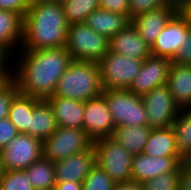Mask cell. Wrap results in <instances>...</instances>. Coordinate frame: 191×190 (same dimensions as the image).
<instances>
[{"label": "cell", "instance_id": "5b68a950", "mask_svg": "<svg viewBox=\"0 0 191 190\" xmlns=\"http://www.w3.org/2000/svg\"><path fill=\"white\" fill-rule=\"evenodd\" d=\"M115 127L122 125L147 126V113L141 96L128 89L103 90Z\"/></svg>", "mask_w": 191, "mask_h": 190}, {"label": "cell", "instance_id": "9c48e42d", "mask_svg": "<svg viewBox=\"0 0 191 190\" xmlns=\"http://www.w3.org/2000/svg\"><path fill=\"white\" fill-rule=\"evenodd\" d=\"M4 171L24 170L43 157V141L19 133L0 151Z\"/></svg>", "mask_w": 191, "mask_h": 190}, {"label": "cell", "instance_id": "74e56055", "mask_svg": "<svg viewBox=\"0 0 191 190\" xmlns=\"http://www.w3.org/2000/svg\"><path fill=\"white\" fill-rule=\"evenodd\" d=\"M172 62L178 65L191 66V35L187 38L186 43L182 44Z\"/></svg>", "mask_w": 191, "mask_h": 190}, {"label": "cell", "instance_id": "603a6c76", "mask_svg": "<svg viewBox=\"0 0 191 190\" xmlns=\"http://www.w3.org/2000/svg\"><path fill=\"white\" fill-rule=\"evenodd\" d=\"M41 100L20 92L13 97L9 107L8 118L15 125L19 133L29 134L31 113Z\"/></svg>", "mask_w": 191, "mask_h": 190}, {"label": "cell", "instance_id": "d590c367", "mask_svg": "<svg viewBox=\"0 0 191 190\" xmlns=\"http://www.w3.org/2000/svg\"><path fill=\"white\" fill-rule=\"evenodd\" d=\"M32 0H0V9L25 16Z\"/></svg>", "mask_w": 191, "mask_h": 190}, {"label": "cell", "instance_id": "ba28073f", "mask_svg": "<svg viewBox=\"0 0 191 190\" xmlns=\"http://www.w3.org/2000/svg\"><path fill=\"white\" fill-rule=\"evenodd\" d=\"M92 146L93 141L84 129L57 127L53 134L43 141V157L55 163Z\"/></svg>", "mask_w": 191, "mask_h": 190}, {"label": "cell", "instance_id": "d6986e66", "mask_svg": "<svg viewBox=\"0 0 191 190\" xmlns=\"http://www.w3.org/2000/svg\"><path fill=\"white\" fill-rule=\"evenodd\" d=\"M167 85L176 105L180 108L191 106V66L171 62Z\"/></svg>", "mask_w": 191, "mask_h": 190}, {"label": "cell", "instance_id": "83f0119b", "mask_svg": "<svg viewBox=\"0 0 191 190\" xmlns=\"http://www.w3.org/2000/svg\"><path fill=\"white\" fill-rule=\"evenodd\" d=\"M62 6L69 25L83 23L92 11L100 8L99 0H66Z\"/></svg>", "mask_w": 191, "mask_h": 190}, {"label": "cell", "instance_id": "f6af8a7d", "mask_svg": "<svg viewBox=\"0 0 191 190\" xmlns=\"http://www.w3.org/2000/svg\"><path fill=\"white\" fill-rule=\"evenodd\" d=\"M3 174H4V169H3V166H2V160H1V156H0V180H1L2 176H3Z\"/></svg>", "mask_w": 191, "mask_h": 190}, {"label": "cell", "instance_id": "7c38bea8", "mask_svg": "<svg viewBox=\"0 0 191 190\" xmlns=\"http://www.w3.org/2000/svg\"><path fill=\"white\" fill-rule=\"evenodd\" d=\"M83 129L93 142L113 137L115 125L102 94L84 102Z\"/></svg>", "mask_w": 191, "mask_h": 190}, {"label": "cell", "instance_id": "44dd1931", "mask_svg": "<svg viewBox=\"0 0 191 190\" xmlns=\"http://www.w3.org/2000/svg\"><path fill=\"white\" fill-rule=\"evenodd\" d=\"M22 38L23 17L16 12L0 9V49L11 57L13 49L16 50L14 47L21 46Z\"/></svg>", "mask_w": 191, "mask_h": 190}, {"label": "cell", "instance_id": "60d3db41", "mask_svg": "<svg viewBox=\"0 0 191 190\" xmlns=\"http://www.w3.org/2000/svg\"><path fill=\"white\" fill-rule=\"evenodd\" d=\"M113 190H144L142 184L133 181L116 184Z\"/></svg>", "mask_w": 191, "mask_h": 190}, {"label": "cell", "instance_id": "30bf717a", "mask_svg": "<svg viewBox=\"0 0 191 190\" xmlns=\"http://www.w3.org/2000/svg\"><path fill=\"white\" fill-rule=\"evenodd\" d=\"M148 126L151 129L167 128L173 125L180 108L176 105L167 84L158 86L141 96Z\"/></svg>", "mask_w": 191, "mask_h": 190}, {"label": "cell", "instance_id": "d4e9b609", "mask_svg": "<svg viewBox=\"0 0 191 190\" xmlns=\"http://www.w3.org/2000/svg\"><path fill=\"white\" fill-rule=\"evenodd\" d=\"M147 126L122 125L115 127L113 138L117 140L132 155L143 152L144 146L151 132Z\"/></svg>", "mask_w": 191, "mask_h": 190}, {"label": "cell", "instance_id": "7a4b0ae2", "mask_svg": "<svg viewBox=\"0 0 191 190\" xmlns=\"http://www.w3.org/2000/svg\"><path fill=\"white\" fill-rule=\"evenodd\" d=\"M67 23L62 4L32 0L23 17L22 50L65 47Z\"/></svg>", "mask_w": 191, "mask_h": 190}, {"label": "cell", "instance_id": "cb8c5ba5", "mask_svg": "<svg viewBox=\"0 0 191 190\" xmlns=\"http://www.w3.org/2000/svg\"><path fill=\"white\" fill-rule=\"evenodd\" d=\"M57 127L51 106L42 99L31 113L29 135L44 141L53 134Z\"/></svg>", "mask_w": 191, "mask_h": 190}, {"label": "cell", "instance_id": "277c9868", "mask_svg": "<svg viewBox=\"0 0 191 190\" xmlns=\"http://www.w3.org/2000/svg\"><path fill=\"white\" fill-rule=\"evenodd\" d=\"M65 49L73 60L99 62L109 52V39L84 23L70 24Z\"/></svg>", "mask_w": 191, "mask_h": 190}, {"label": "cell", "instance_id": "bcb514c9", "mask_svg": "<svg viewBox=\"0 0 191 190\" xmlns=\"http://www.w3.org/2000/svg\"><path fill=\"white\" fill-rule=\"evenodd\" d=\"M186 17V19L188 20V23H189V27H190V30H191V14H182Z\"/></svg>", "mask_w": 191, "mask_h": 190}, {"label": "cell", "instance_id": "836d02e7", "mask_svg": "<svg viewBox=\"0 0 191 190\" xmlns=\"http://www.w3.org/2000/svg\"><path fill=\"white\" fill-rule=\"evenodd\" d=\"M19 134L15 125L10 119L4 118L0 120V151L7 146L11 139Z\"/></svg>", "mask_w": 191, "mask_h": 190}, {"label": "cell", "instance_id": "8fae6325", "mask_svg": "<svg viewBox=\"0 0 191 190\" xmlns=\"http://www.w3.org/2000/svg\"><path fill=\"white\" fill-rule=\"evenodd\" d=\"M191 35L188 20L179 11L171 18L151 47V55L171 61Z\"/></svg>", "mask_w": 191, "mask_h": 190}, {"label": "cell", "instance_id": "f35d334b", "mask_svg": "<svg viewBox=\"0 0 191 190\" xmlns=\"http://www.w3.org/2000/svg\"><path fill=\"white\" fill-rule=\"evenodd\" d=\"M10 56L5 53L3 50L0 49V80L8 81L11 78V72L10 70L13 69V67L9 68V64L14 66L15 62H10L8 59Z\"/></svg>", "mask_w": 191, "mask_h": 190}, {"label": "cell", "instance_id": "ee69618b", "mask_svg": "<svg viewBox=\"0 0 191 190\" xmlns=\"http://www.w3.org/2000/svg\"><path fill=\"white\" fill-rule=\"evenodd\" d=\"M172 4L176 6H180L184 0H170Z\"/></svg>", "mask_w": 191, "mask_h": 190}, {"label": "cell", "instance_id": "9a60e30c", "mask_svg": "<svg viewBox=\"0 0 191 190\" xmlns=\"http://www.w3.org/2000/svg\"><path fill=\"white\" fill-rule=\"evenodd\" d=\"M54 164L56 182L73 181L83 183L86 176L96 165V150L92 146L86 151L76 153Z\"/></svg>", "mask_w": 191, "mask_h": 190}, {"label": "cell", "instance_id": "e575fe53", "mask_svg": "<svg viewBox=\"0 0 191 190\" xmlns=\"http://www.w3.org/2000/svg\"><path fill=\"white\" fill-rule=\"evenodd\" d=\"M99 4L101 9L129 17V0H99Z\"/></svg>", "mask_w": 191, "mask_h": 190}, {"label": "cell", "instance_id": "e0dca14e", "mask_svg": "<svg viewBox=\"0 0 191 190\" xmlns=\"http://www.w3.org/2000/svg\"><path fill=\"white\" fill-rule=\"evenodd\" d=\"M109 51L142 60L151 55V47L131 23L109 39Z\"/></svg>", "mask_w": 191, "mask_h": 190}, {"label": "cell", "instance_id": "484cf974", "mask_svg": "<svg viewBox=\"0 0 191 190\" xmlns=\"http://www.w3.org/2000/svg\"><path fill=\"white\" fill-rule=\"evenodd\" d=\"M24 170L34 190H53L56 184L53 162L42 157Z\"/></svg>", "mask_w": 191, "mask_h": 190}, {"label": "cell", "instance_id": "7402d4cb", "mask_svg": "<svg viewBox=\"0 0 191 190\" xmlns=\"http://www.w3.org/2000/svg\"><path fill=\"white\" fill-rule=\"evenodd\" d=\"M142 153L152 157H180L172 126L152 129Z\"/></svg>", "mask_w": 191, "mask_h": 190}, {"label": "cell", "instance_id": "f1b7e54d", "mask_svg": "<svg viewBox=\"0 0 191 190\" xmlns=\"http://www.w3.org/2000/svg\"><path fill=\"white\" fill-rule=\"evenodd\" d=\"M116 183L97 163L82 183V190H113Z\"/></svg>", "mask_w": 191, "mask_h": 190}, {"label": "cell", "instance_id": "8992f818", "mask_svg": "<svg viewBox=\"0 0 191 190\" xmlns=\"http://www.w3.org/2000/svg\"><path fill=\"white\" fill-rule=\"evenodd\" d=\"M93 146L96 150V163L116 184L132 181L133 155L117 140L113 137L102 138L94 141Z\"/></svg>", "mask_w": 191, "mask_h": 190}, {"label": "cell", "instance_id": "5bb4252c", "mask_svg": "<svg viewBox=\"0 0 191 190\" xmlns=\"http://www.w3.org/2000/svg\"><path fill=\"white\" fill-rule=\"evenodd\" d=\"M182 161L181 157H152L144 153L133 155L132 181L142 184L164 173L176 171Z\"/></svg>", "mask_w": 191, "mask_h": 190}, {"label": "cell", "instance_id": "4316f807", "mask_svg": "<svg viewBox=\"0 0 191 190\" xmlns=\"http://www.w3.org/2000/svg\"><path fill=\"white\" fill-rule=\"evenodd\" d=\"M172 128L179 156L183 160H191V106L180 109Z\"/></svg>", "mask_w": 191, "mask_h": 190}, {"label": "cell", "instance_id": "1f68e13d", "mask_svg": "<svg viewBox=\"0 0 191 190\" xmlns=\"http://www.w3.org/2000/svg\"><path fill=\"white\" fill-rule=\"evenodd\" d=\"M176 6L170 0H129V19L157 8Z\"/></svg>", "mask_w": 191, "mask_h": 190}, {"label": "cell", "instance_id": "4dcf8cb0", "mask_svg": "<svg viewBox=\"0 0 191 190\" xmlns=\"http://www.w3.org/2000/svg\"><path fill=\"white\" fill-rule=\"evenodd\" d=\"M180 166L176 171L164 173L142 183L144 190H179Z\"/></svg>", "mask_w": 191, "mask_h": 190}, {"label": "cell", "instance_id": "ab89813d", "mask_svg": "<svg viewBox=\"0 0 191 190\" xmlns=\"http://www.w3.org/2000/svg\"><path fill=\"white\" fill-rule=\"evenodd\" d=\"M53 190H82V183L73 181L56 182Z\"/></svg>", "mask_w": 191, "mask_h": 190}, {"label": "cell", "instance_id": "6da1fadb", "mask_svg": "<svg viewBox=\"0 0 191 190\" xmlns=\"http://www.w3.org/2000/svg\"><path fill=\"white\" fill-rule=\"evenodd\" d=\"M17 50L22 54L19 60L16 58L17 65L15 71L11 70V78L18 91L44 100L53 95L59 79L73 61L65 47L40 50H21L17 47Z\"/></svg>", "mask_w": 191, "mask_h": 190}, {"label": "cell", "instance_id": "3957f363", "mask_svg": "<svg viewBox=\"0 0 191 190\" xmlns=\"http://www.w3.org/2000/svg\"><path fill=\"white\" fill-rule=\"evenodd\" d=\"M98 62L73 60L58 81L54 96L86 102L103 93Z\"/></svg>", "mask_w": 191, "mask_h": 190}, {"label": "cell", "instance_id": "ffe728a7", "mask_svg": "<svg viewBox=\"0 0 191 190\" xmlns=\"http://www.w3.org/2000/svg\"><path fill=\"white\" fill-rule=\"evenodd\" d=\"M83 23L96 33L110 39L130 24L131 20L127 15L98 8L92 11Z\"/></svg>", "mask_w": 191, "mask_h": 190}, {"label": "cell", "instance_id": "b9f144b4", "mask_svg": "<svg viewBox=\"0 0 191 190\" xmlns=\"http://www.w3.org/2000/svg\"><path fill=\"white\" fill-rule=\"evenodd\" d=\"M178 11L181 14H191V0H184L178 7Z\"/></svg>", "mask_w": 191, "mask_h": 190}, {"label": "cell", "instance_id": "d6a6232c", "mask_svg": "<svg viewBox=\"0 0 191 190\" xmlns=\"http://www.w3.org/2000/svg\"><path fill=\"white\" fill-rule=\"evenodd\" d=\"M18 92L12 78L0 84V120L8 117L11 101Z\"/></svg>", "mask_w": 191, "mask_h": 190}, {"label": "cell", "instance_id": "7bdbcfd3", "mask_svg": "<svg viewBox=\"0 0 191 190\" xmlns=\"http://www.w3.org/2000/svg\"><path fill=\"white\" fill-rule=\"evenodd\" d=\"M40 1L63 4L66 0H40Z\"/></svg>", "mask_w": 191, "mask_h": 190}, {"label": "cell", "instance_id": "52a82bcc", "mask_svg": "<svg viewBox=\"0 0 191 190\" xmlns=\"http://www.w3.org/2000/svg\"><path fill=\"white\" fill-rule=\"evenodd\" d=\"M142 63V59L109 51L98 62L103 89H129Z\"/></svg>", "mask_w": 191, "mask_h": 190}, {"label": "cell", "instance_id": "4fadbf2b", "mask_svg": "<svg viewBox=\"0 0 191 190\" xmlns=\"http://www.w3.org/2000/svg\"><path fill=\"white\" fill-rule=\"evenodd\" d=\"M171 62L170 59L154 55L145 58L128 90L142 96L158 86L167 84Z\"/></svg>", "mask_w": 191, "mask_h": 190}, {"label": "cell", "instance_id": "8d00e7d4", "mask_svg": "<svg viewBox=\"0 0 191 190\" xmlns=\"http://www.w3.org/2000/svg\"><path fill=\"white\" fill-rule=\"evenodd\" d=\"M179 190H191V160L180 164Z\"/></svg>", "mask_w": 191, "mask_h": 190}, {"label": "cell", "instance_id": "f546056e", "mask_svg": "<svg viewBox=\"0 0 191 190\" xmlns=\"http://www.w3.org/2000/svg\"><path fill=\"white\" fill-rule=\"evenodd\" d=\"M1 190H34L25 170L4 171L0 180Z\"/></svg>", "mask_w": 191, "mask_h": 190}, {"label": "cell", "instance_id": "2e32d148", "mask_svg": "<svg viewBox=\"0 0 191 190\" xmlns=\"http://www.w3.org/2000/svg\"><path fill=\"white\" fill-rule=\"evenodd\" d=\"M178 12V6H166L140 14L131 19L140 37L150 46L155 43L163 28Z\"/></svg>", "mask_w": 191, "mask_h": 190}, {"label": "cell", "instance_id": "ac0fdd59", "mask_svg": "<svg viewBox=\"0 0 191 190\" xmlns=\"http://www.w3.org/2000/svg\"><path fill=\"white\" fill-rule=\"evenodd\" d=\"M58 127L83 129L84 102L51 95L45 99Z\"/></svg>", "mask_w": 191, "mask_h": 190}]
</instances>
